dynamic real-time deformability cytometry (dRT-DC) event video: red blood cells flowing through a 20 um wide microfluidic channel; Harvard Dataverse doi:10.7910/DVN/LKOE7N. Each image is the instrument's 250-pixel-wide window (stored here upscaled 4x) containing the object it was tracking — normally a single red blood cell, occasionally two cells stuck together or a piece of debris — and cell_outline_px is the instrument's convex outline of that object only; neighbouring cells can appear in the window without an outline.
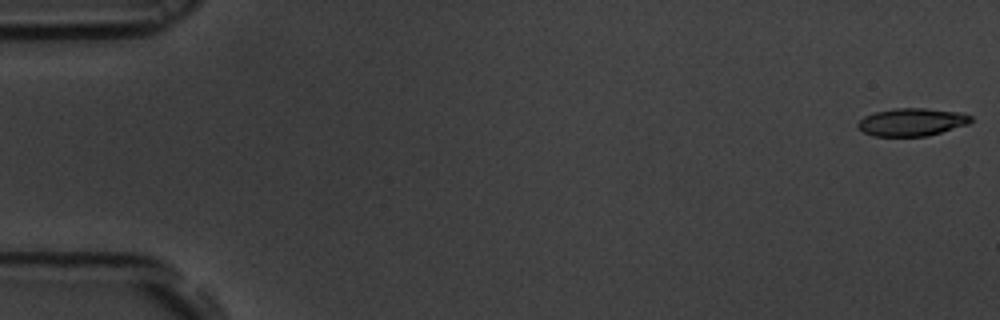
{"species": "common noctule bat (a hibernating species)", "species_latin": "Nyctalus noctula", "temperature_condition": "room temperature", "stored_images_in_passage": 56, "camera_frame_rate_fps": 3000, "um_per_image_px": 0.085, "animal": {"sex": "male", "body_mass_g": 19.5, "forearm_length_mm": 54.6}, "frame": {"image": 1, "passage_image": 1, "time_ms": 0.0, "image_size_px": [1000, 320], "cell_outline_px": [[972, 120], [968, 124], [928, 136], [872, 136], [856, 128], [856, 124], [864, 116], [876, 112], [896, 108], [924, 108], [960, 112], [972, 116]], "centroid_in_image_um": [77.49, 10.38], "position_along_channel_um": 7.5, "area_um2": 18.32}}
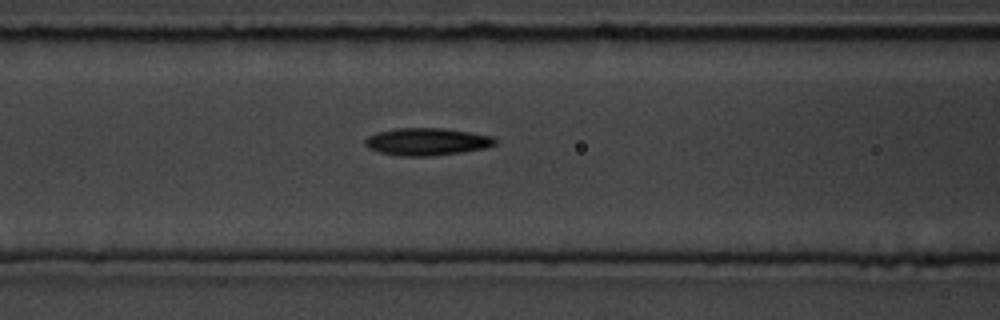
{"frame": {"image": 2, "passage_image": 23, "time_ms": 7.333, "image_size_px": [1000, 320], "cell_outline_px": [[496, 144], [484, 148], [464, 152], [428, 156], [400, 156], [380, 152], [368, 148], [364, 144], [364, 140], [368, 136], [376, 132], [396, 128], [444, 128], [492, 136], [496, 140]], "centroid_in_image_um": [36.25, 12.04], "position_along_channel_um": 130.3, "area_um2": 20.75}}
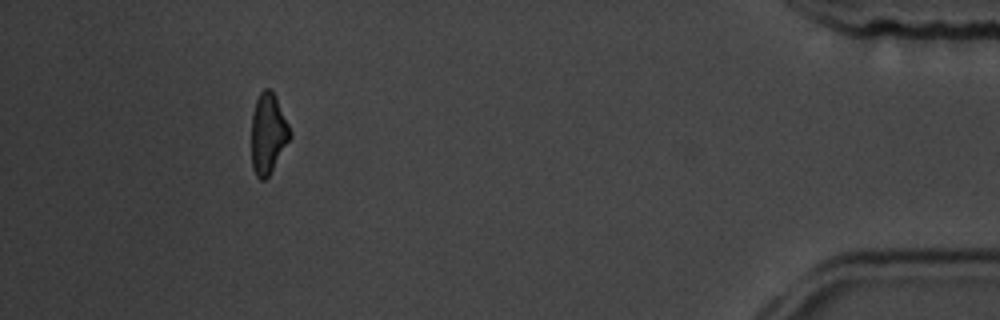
{"frame": {"image": 3, "passage_image": 51, "time_ms": 16.667, "image_size_px": [1000, 320], "cell_outline_px": [[292, 136], [268, 176], [264, 180], [260, 180], [256, 176], [252, 168], [252, 112], [256, 100], [260, 92], [264, 88], [272, 88], [292, 132]], "centroid_in_image_um": [22.79, 11.33], "position_along_channel_um": 412.4, "area_um2": 18.09}, "authors_computed_cell_mechanics": {"area_um2": 19.3919, "velocity_mm_per_s": 3.6788, "shape_relaxation_time_tau1_ms": 5.3731, "shape_relaxation_time_tau2_ms": null, "deformation_change_tau1": 0.1496, "deformation_change_tau2": null}}